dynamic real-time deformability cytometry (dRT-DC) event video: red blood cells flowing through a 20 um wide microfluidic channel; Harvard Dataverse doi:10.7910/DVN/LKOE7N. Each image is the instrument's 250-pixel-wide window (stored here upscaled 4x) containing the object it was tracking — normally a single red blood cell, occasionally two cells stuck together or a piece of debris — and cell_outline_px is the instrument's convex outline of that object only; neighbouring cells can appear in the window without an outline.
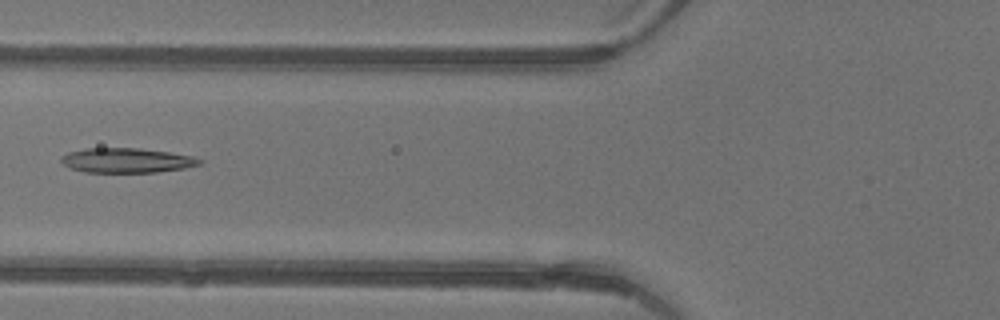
{"species": "common noctule bat (a hibernating species)", "species_latin": "Nyctalus noctula", "temperature_condition": "warm", "stored_images_in_passage": 5, "camera_frame_rate_fps": 3000, "um_per_image_px": 0.085, "animal": {"sex": "female"}, "frame": {"image": 1, "passage_image": 5, "time_ms": 1.333, "image_size_px": [1000, 320], "cell_outline_px": [[204, 160], [200, 164], [184, 168], [156, 172], [84, 172], [68, 168], [60, 160], [60, 156], [68, 152], [84, 148], [140, 148], [196, 156]], "centroid_in_image_um": [10.76, 13.63], "position_along_channel_um": 115.0, "area_um2": 20.11}}